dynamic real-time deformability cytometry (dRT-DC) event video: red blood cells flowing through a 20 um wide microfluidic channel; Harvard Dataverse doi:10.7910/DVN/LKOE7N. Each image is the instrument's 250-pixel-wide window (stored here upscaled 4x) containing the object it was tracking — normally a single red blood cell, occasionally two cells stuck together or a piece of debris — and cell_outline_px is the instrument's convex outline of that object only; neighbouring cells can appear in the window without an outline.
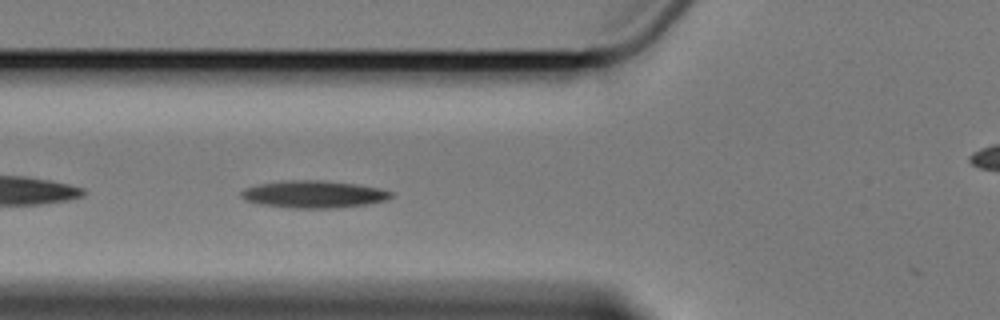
{"species": "Egyptian fruit bat (a non-hibernating species)", "species_latin": "Rousettus aegyptiacus", "temperature_condition": "cold", "stored_images_in_passage": 6, "segment_of_instrument_passage": [1, 2], "camera_frame_rate_fps": 3000, "um_per_image_px": 0.085, "animal": {"sex": "female"}, "frame": {"image": 1, "passage_image": 5, "time_ms": 5.333, "image_size_px": [1000, 320], "cell_outline_px": [[396, 196], [388, 200], [368, 204], [340, 208], [288, 208], [260, 204], [244, 200], [240, 196], [240, 192], [244, 188], [260, 184], [288, 180], [324, 180], [356, 184], [380, 188], [396, 192]], "centroid_in_image_um": [26.74, 16.52], "position_along_channel_um": 99.1, "area_um2": 24.28}}